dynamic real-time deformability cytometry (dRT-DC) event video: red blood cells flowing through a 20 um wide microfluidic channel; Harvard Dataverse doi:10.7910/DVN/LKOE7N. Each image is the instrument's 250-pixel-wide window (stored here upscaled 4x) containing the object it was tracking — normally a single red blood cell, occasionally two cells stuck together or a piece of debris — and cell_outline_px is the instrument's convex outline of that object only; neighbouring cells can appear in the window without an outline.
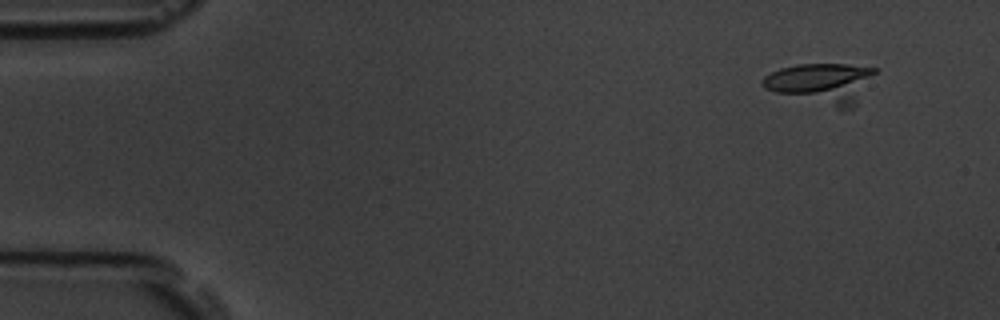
{"species": "common noctule bat (a hibernating species)", "species_latin": "Nyctalus noctula", "temperature_condition": "room temperature", "stored_images_in_passage": 6, "camera_frame_rate_fps": 3000, "um_per_image_px": 0.085, "animal": {"sex": "male", "body_mass_g": 19.5, "forearm_length_mm": 54.6}, "frame": {"image": 1, "passage_image": 2, "time_ms": 1.333, "image_size_px": [1000, 320], "cell_outline_px": [[876, 72], [856, 104], [852, 108], [836, 108], [776, 92], [764, 88], [760, 84], [760, 80], [764, 76], [780, 68], [796, 64], [848, 64], [876, 68]], "centroid_in_image_um": [69.83, 7.05], "position_along_channel_um": 15.2, "area_um2": 26.3}}